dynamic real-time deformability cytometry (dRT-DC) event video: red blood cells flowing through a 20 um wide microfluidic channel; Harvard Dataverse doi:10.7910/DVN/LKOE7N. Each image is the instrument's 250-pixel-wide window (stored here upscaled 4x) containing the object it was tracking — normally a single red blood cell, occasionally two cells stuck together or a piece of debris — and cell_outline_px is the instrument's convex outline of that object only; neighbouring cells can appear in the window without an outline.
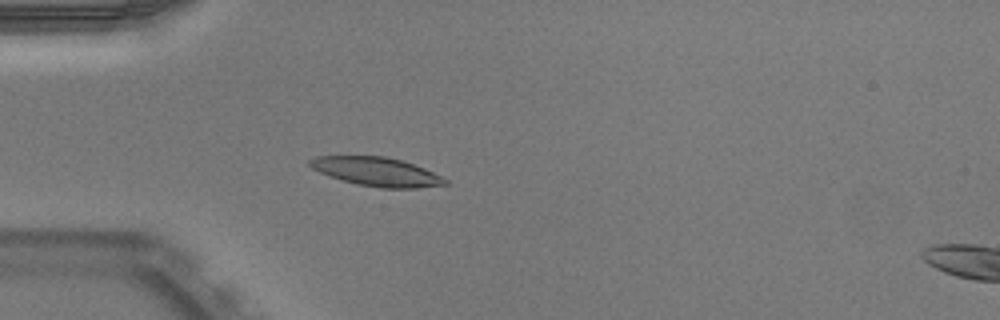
{"species": "Egyptian fruit bat (a non-hibernating species)", "species_latin": "Rousettus aegyptiacus", "temperature_condition": "warm", "stored_images_in_passage": 37, "camera_frame_rate_fps": 3000, "um_per_image_px": 0.085, "animal": {"sex": "male"}, "frame": {"image": 1, "passage_image": 1, "time_ms": 0.0, "image_size_px": [1000, 320], "cell_outline_px": [[448, 184], [416, 188], [380, 188], [356, 184], [320, 172], [312, 168], [308, 164], [308, 160], [316, 156], [384, 156], [400, 160], [424, 168], [448, 180]], "centroid_in_image_um": [32.01, 14.59], "position_along_channel_um": 53.0, "area_um2": 22.43}}
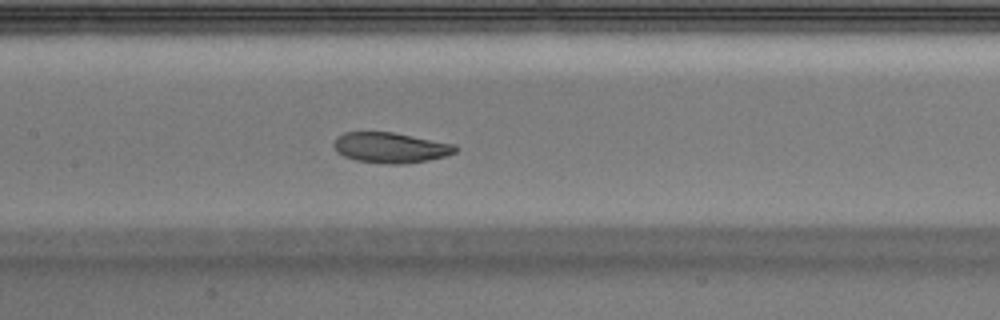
{"frame": {"image": 2, "passage_image": 11, "time_ms": 3.333, "image_size_px": [1000, 320], "cell_outline_px": [[460, 148], [456, 152], [444, 156], [428, 160], [404, 164], [384, 164], [356, 160], [344, 156], [336, 152], [332, 144], [336, 136], [344, 132], [392, 132], [456, 144]], "centroid_in_image_um": [33.18, 12.55], "position_along_channel_um": 174.2, "area_um2": 21.79}}
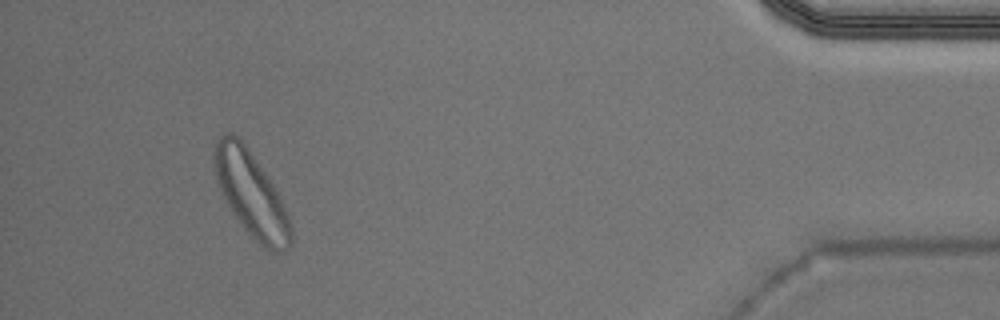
{"frame": {"image": 3, "passage_image": 34, "time_ms": 11.0, "image_size_px": [1000, 320], "cell_outline_px": [[292, 244], [288, 248], [276, 252], [268, 252], [244, 228], [232, 212], [216, 180], [212, 160], [212, 152], [216, 140], [220, 136], [228, 132], [232, 132], [248, 148], [272, 184], [288, 216], [292, 228]], "centroid_in_image_um": [21.32, 16.49], "position_along_channel_um": 413.9, "area_um2": 37.34}, "authors_computed_cell_mechanics": {"area_um2": 22.542, "velocity_mm_per_s": 3.9163, "shape_relaxation_time_tau1_ms": 3.7085, "shape_relaxation_time_tau2_ms": 2.4645, "deformation_change_tau1": 0.1252, "deformation_change_tau2": 0.0661}}